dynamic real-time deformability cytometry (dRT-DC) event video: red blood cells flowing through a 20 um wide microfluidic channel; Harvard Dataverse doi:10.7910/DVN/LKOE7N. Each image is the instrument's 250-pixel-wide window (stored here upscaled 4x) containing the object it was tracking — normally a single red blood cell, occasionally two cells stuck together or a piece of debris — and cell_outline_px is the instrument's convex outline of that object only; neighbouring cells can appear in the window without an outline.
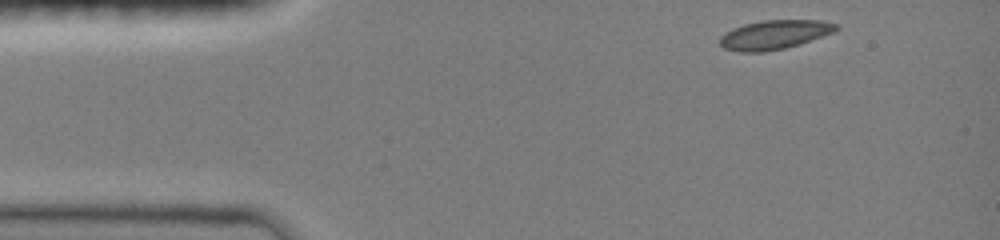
{"species": "common noctule bat (a hibernating species)", "species_latin": "Nyctalus noctula", "temperature_condition": "room temperature", "stored_images_in_passage": 38, "camera_frame_rate_fps": 3000, "um_per_image_px": 0.085, "animal": {"sex": "female", "body_mass_g": 19.0, "forearm_length_mm": 51.5}, "frame": {"image": 1, "passage_image": 1, "time_ms": 0.0, "image_size_px": [1000, 240], "cell_outline_px": [[840, 28], [832, 32], [784, 48], [764, 52], [740, 52], [724, 48], [720, 44], [720, 36], [724, 32], [732, 28], [744, 24], [760, 20], [820, 20], [840, 24]], "centroid_in_image_um": [65.78, 2.93], "position_along_channel_um": 19.2, "area_um2": 19.59}}
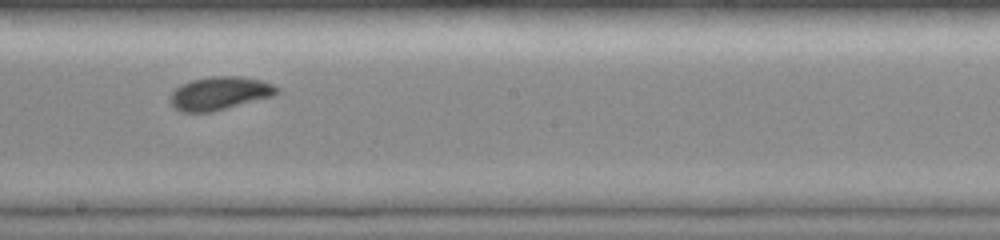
{"frame": {"image": 2, "passage_image": 22, "time_ms": 7.0, "image_size_px": [1000, 240], "cell_outline_px": [[280, 92], [276, 96], [212, 112], [180, 112], [168, 100], [168, 96], [180, 84], [192, 80], [212, 76], [240, 76], [260, 80], [272, 84], [280, 88]], "centroid_in_image_um": [18.69, 7.94], "position_along_channel_um": 229.5, "area_um2": 20.98}}
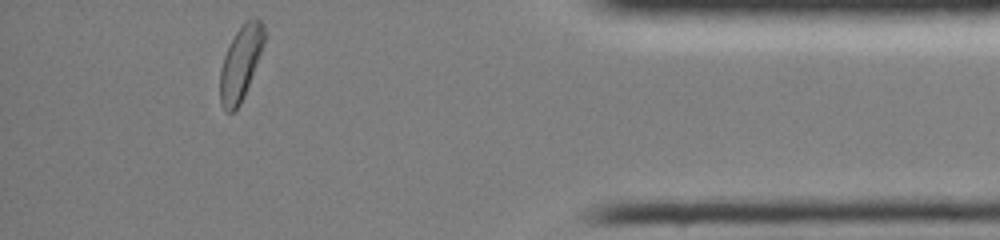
{"frame": {"image": 3, "passage_image": 38, "time_ms": 12.333, "image_size_px": [1000, 240], "cell_outline_px": [[264, 40], [260, 52], [244, 96], [240, 104], [232, 112], [224, 112], [220, 104], [220, 68], [224, 56], [236, 32], [244, 20], [252, 16], [256, 16], [264, 24]], "centroid_in_image_um": [20.43, 5.34], "position_along_channel_um": 414.8, "area_um2": 18.84}, "authors_computed_cell_mechanics": {"area_um2": 20.0566, "velocity_mm_per_s": 4.0407, "shape_relaxation_time_tau1_ms": 3.7568, "shape_relaxation_time_tau2_ms": 3.8176, "deformation_change_tau1": 0.1295, "deformation_change_tau2": 0.0645}}